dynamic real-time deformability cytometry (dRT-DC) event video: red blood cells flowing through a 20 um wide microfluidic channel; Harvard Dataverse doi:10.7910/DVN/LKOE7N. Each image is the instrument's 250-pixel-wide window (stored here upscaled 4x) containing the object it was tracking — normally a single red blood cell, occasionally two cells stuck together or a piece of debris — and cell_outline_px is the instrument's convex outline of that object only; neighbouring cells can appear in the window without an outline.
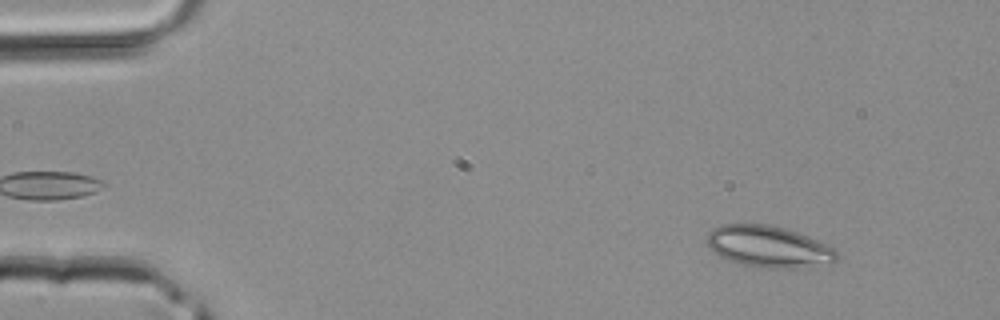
{"species": "common noctule bat (a hibernating species)", "species_latin": "Nyctalus noctula", "temperature_condition": "room temperature", "stored_images_in_passage": 42, "camera_frame_rate_fps": 3000, "um_per_image_px": 0.085, "animal": {"sex": "male", "body_mass_g": 20.4}, "frame": {"image": 1, "passage_image": 4, "time_ms": 1.0, "image_size_px": [1000, 320], "cell_outline_px": [[840, 256], [832, 264], [804, 268], [760, 268], [728, 260], [720, 256], [708, 248], [708, 232], [712, 228], [720, 224], [768, 224], [784, 228], [808, 236], [828, 244], [836, 248], [840, 252]], "centroid_in_image_um": [65.4, 20.97], "position_along_channel_um": 19.6, "area_um2": 31.96}}
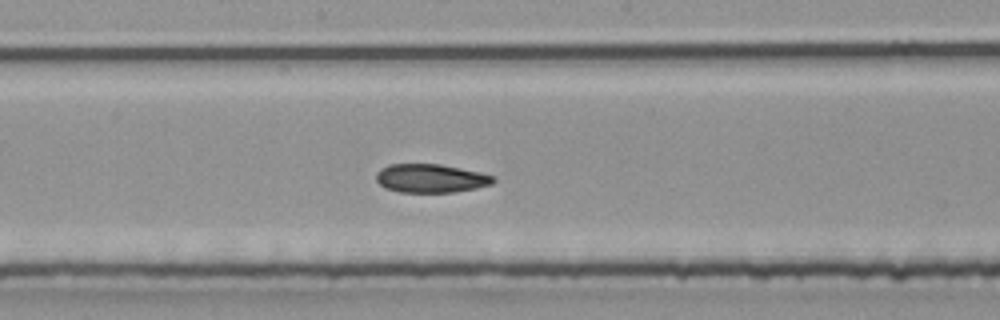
{"frame": {"image": 2, "passage_image": 22, "time_ms": 7.0, "image_size_px": [1000, 320], "cell_outline_px": [[496, 180], [492, 184], [476, 188], [456, 192], [400, 192], [384, 188], [376, 180], [376, 172], [380, 168], [388, 164], [440, 164], [480, 172], [496, 176]], "centroid_in_image_um": [36.61, 15.15], "position_along_channel_um": 211.6, "area_um2": 19.71}}
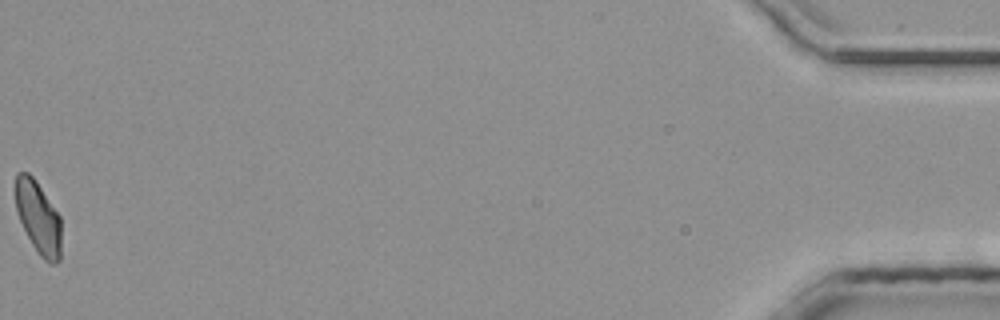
{"frame": {"image": 3, "passage_image": 42, "time_ms": 13.667, "image_size_px": [1000, 320], "cell_outline_px": [[60, 260], [56, 264], [48, 264], [40, 256], [32, 244], [16, 212], [16, 172], [28, 172], [36, 180], [60, 216]], "centroid_in_image_um": [3.26, 18.5], "position_along_channel_um": 431.9, "area_um2": 19.25}}